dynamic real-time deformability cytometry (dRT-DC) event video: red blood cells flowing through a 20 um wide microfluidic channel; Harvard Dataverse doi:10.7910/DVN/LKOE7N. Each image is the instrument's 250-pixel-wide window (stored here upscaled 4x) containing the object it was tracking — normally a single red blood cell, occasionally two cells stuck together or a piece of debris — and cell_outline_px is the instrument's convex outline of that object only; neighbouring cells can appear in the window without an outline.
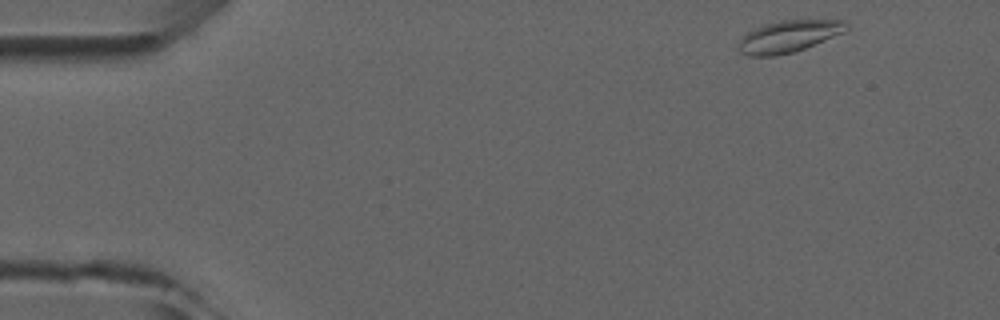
{"species": "common noctule bat (a hibernating species)", "species_latin": "Nyctalus noctula", "temperature_condition": "room temperature", "stored_images_in_passage": 4, "camera_frame_rate_fps": 3000, "um_per_image_px": 0.085, "animal": {"sex": "male", "forearm_length_mm": 52.5}, "frame": {"image": 1, "passage_image": 1, "time_ms": 0.0, "image_size_px": [1000, 320], "cell_outline_px": [[848, 28], [844, 32], [804, 48], [792, 52], [776, 56], [752, 56], [740, 52], [736, 48], [740, 40], [748, 32], [764, 24], [780, 20], [848, 20]], "centroid_in_image_um": [67.04, 3.08], "position_along_channel_um": 18.0, "area_um2": 19.88}}
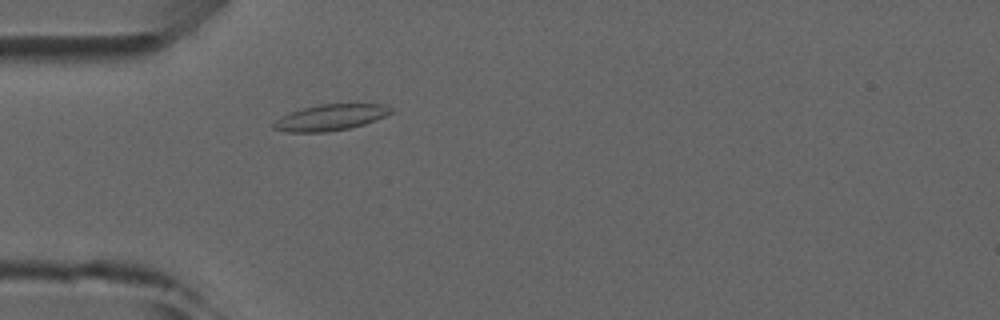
{"frame": {"image": 2, "passage_image": 4, "time_ms": 3.333, "image_size_px": [1000, 320], "cell_outline_px": [[392, 112], [376, 120], [364, 124], [348, 128], [328, 132], [288, 132], [272, 128], [272, 124], [280, 116], [304, 108], [320, 104], [384, 104], [392, 108]], "centroid_in_image_um": [28.08, 9.98], "position_along_channel_um": 56.9, "area_um2": 17.69}}